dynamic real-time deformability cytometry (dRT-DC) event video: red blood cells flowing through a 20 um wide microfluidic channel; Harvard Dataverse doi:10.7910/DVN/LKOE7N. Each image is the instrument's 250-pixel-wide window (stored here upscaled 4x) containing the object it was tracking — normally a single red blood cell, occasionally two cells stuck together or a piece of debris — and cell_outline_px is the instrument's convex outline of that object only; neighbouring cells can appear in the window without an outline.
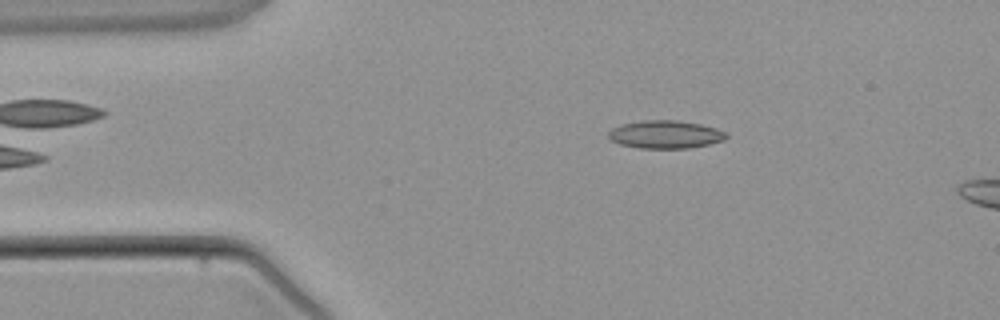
{"species": "common noctule bat (a hibernating species)", "species_latin": "Nyctalus noctula", "temperature_condition": "warm", "stored_images_in_passage": 3, "camera_frame_rate_fps": 3000, "um_per_image_px": 0.085, "animal": {"sex": "male", "body_mass_g": 21.5, "forearm_length_mm": 52.0}, "frame": {"image": 1, "passage_image": 3, "time_ms": 3.333, "image_size_px": [1000, 320], "cell_outline_px": [[728, 136], [724, 140], [708, 144], [688, 148], [640, 148], [620, 144], [612, 140], [608, 136], [608, 132], [612, 128], [620, 124], [644, 120], [676, 120], [700, 124], [716, 128], [728, 132]], "centroid_in_image_um": [56.57, 11.42], "position_along_channel_um": 28.4, "area_um2": 19.19}}